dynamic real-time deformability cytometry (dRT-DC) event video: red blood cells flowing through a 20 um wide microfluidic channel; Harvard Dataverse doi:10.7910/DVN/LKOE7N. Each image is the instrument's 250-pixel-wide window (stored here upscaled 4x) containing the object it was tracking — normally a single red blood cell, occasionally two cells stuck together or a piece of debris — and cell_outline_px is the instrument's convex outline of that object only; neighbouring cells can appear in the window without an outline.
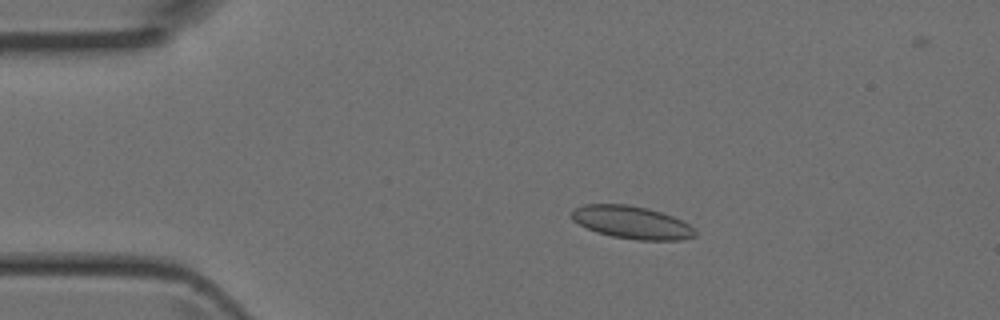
{"species": "Egyptian fruit bat (a non-hibernating species)", "species_latin": "Rousettus aegyptiacus", "temperature_condition": "room temperature", "stored_images_in_passage": 5, "camera_frame_rate_fps": 3000, "um_per_image_px": 0.085, "animal": {"sex": "female"}, "frame": {"image": 1, "passage_image": 3, "time_ms": 0.667, "image_size_px": [1000, 320], "cell_outline_px": [[696, 236], [680, 240], [636, 240], [612, 236], [596, 232], [572, 220], [572, 212], [576, 208], [584, 204], [628, 204], [648, 208], [672, 216], [688, 224], [696, 232]], "centroid_in_image_um": [53.7, 18.9], "position_along_channel_um": 31.3, "area_um2": 23.35}}